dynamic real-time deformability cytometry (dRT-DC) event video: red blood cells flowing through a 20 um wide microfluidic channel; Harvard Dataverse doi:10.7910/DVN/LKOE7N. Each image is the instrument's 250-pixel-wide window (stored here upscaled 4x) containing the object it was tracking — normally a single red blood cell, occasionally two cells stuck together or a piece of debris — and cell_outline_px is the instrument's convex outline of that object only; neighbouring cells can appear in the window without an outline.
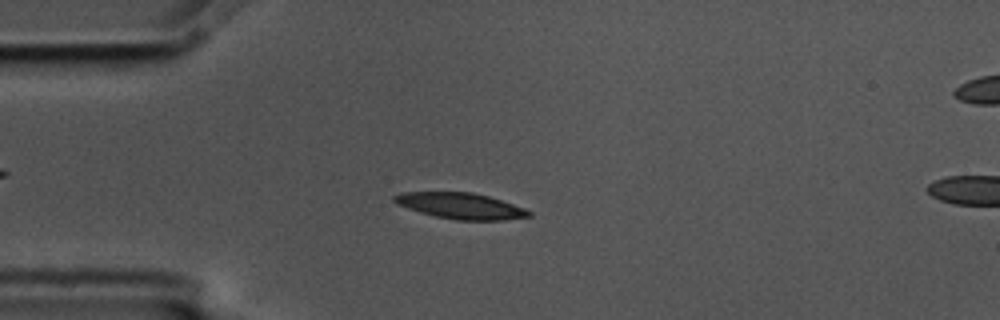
{"species": "common noctule bat (a hibernating species)", "species_latin": "Nyctalus noctula", "temperature_condition": "cold", "stored_images_in_passage": 5, "camera_frame_rate_fps": 3000, "um_per_image_px": 0.085, "animal": {"sex": "male", "body_mass_g": 17.5, "forearm_length_mm": 52.3}, "frame": {"image": 1, "passage_image": 4, "time_ms": 1.0, "image_size_px": [1000, 320], "cell_outline_px": [[532, 216], [504, 220], [456, 220], [436, 216], [420, 212], [396, 204], [392, 200], [392, 196], [400, 192], [472, 192], [488, 196], [524, 208], [532, 212]], "centroid_in_image_um": [39.13, 17.49], "position_along_channel_um": 45.9, "area_um2": 20.35}}